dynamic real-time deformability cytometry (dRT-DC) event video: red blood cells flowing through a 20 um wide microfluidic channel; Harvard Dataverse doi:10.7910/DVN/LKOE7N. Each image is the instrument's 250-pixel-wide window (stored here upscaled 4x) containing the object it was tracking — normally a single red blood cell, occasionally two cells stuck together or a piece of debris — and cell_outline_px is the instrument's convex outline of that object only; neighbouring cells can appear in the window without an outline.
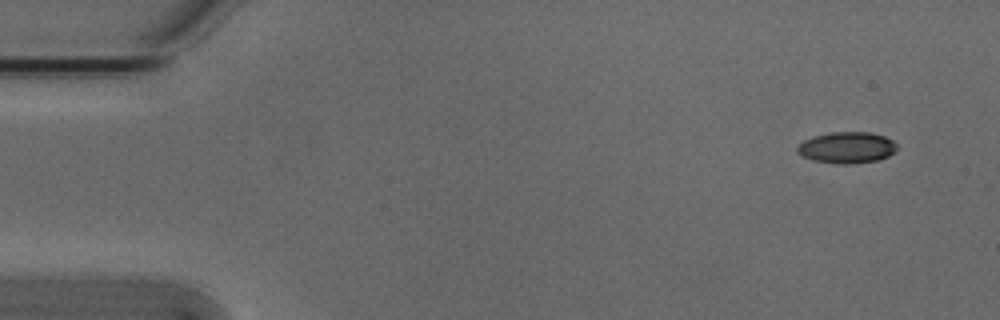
{"species": "Egyptian fruit bat (a non-hibernating species)", "species_latin": "Rousettus aegyptiacus", "temperature_condition": "cold", "stored_images_in_passage": 6, "camera_frame_rate_fps": 3000, "um_per_image_px": 0.085, "animal": {"sex": "male"}, "frame": {"image": 1, "passage_image": 1, "time_ms": 0.0, "image_size_px": [1000, 320], "cell_outline_px": [[896, 148], [888, 156], [876, 160], [848, 164], [836, 164], [812, 160], [800, 156], [796, 152], [796, 148], [804, 140], [812, 136], [832, 132], [872, 132], [884, 136], [892, 140], [896, 144]], "centroid_in_image_um": [71.93, 12.54], "position_along_channel_um": 13.1, "area_um2": 18.21}}
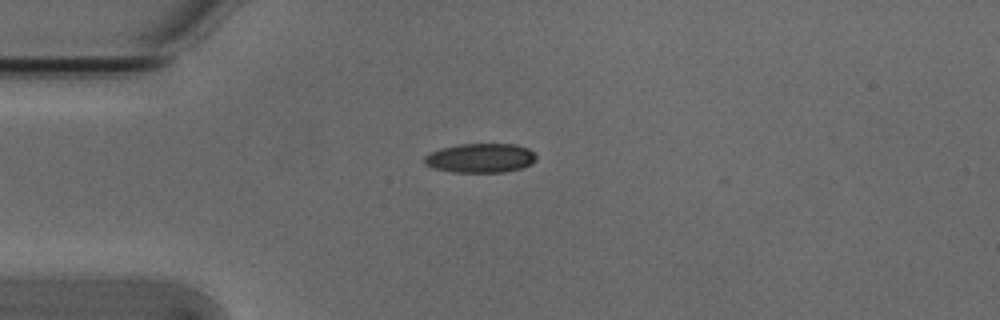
{"frame": {"image": 2, "passage_image": 3, "time_ms": 0.667, "image_size_px": [1000, 320], "cell_outline_px": [[536, 160], [532, 164], [524, 168], [504, 172], [452, 172], [432, 168], [424, 164], [424, 156], [440, 148], [460, 144], [516, 144], [528, 148], [536, 156]], "centroid_in_image_um": [40.84, 13.44], "position_along_channel_um": 44.2, "area_um2": 19.25}}
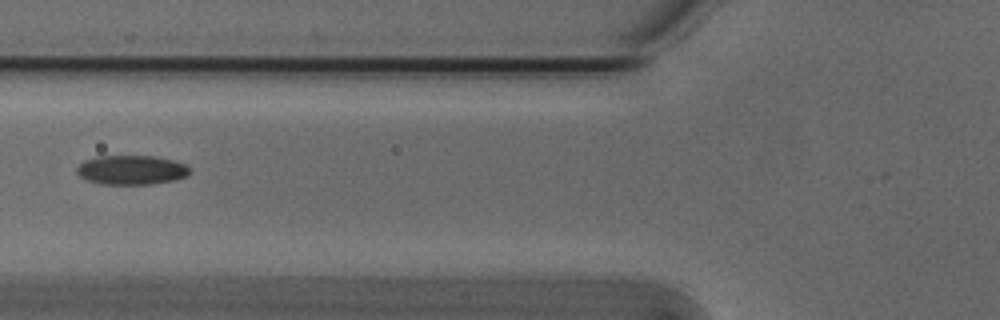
{"frame": {"image": 3, "passage_image": 5, "time_ms": 1.333, "image_size_px": [1000, 320], "cell_outline_px": [[192, 172], [188, 176], [176, 180], [152, 184], [100, 184], [88, 180], [80, 176], [76, 172], [76, 168], [84, 160], [96, 156], [152, 156], [172, 160], [184, 164]], "centroid_in_image_um": [11.17, 14.45], "position_along_channel_um": 114.6, "area_um2": 19.36}}